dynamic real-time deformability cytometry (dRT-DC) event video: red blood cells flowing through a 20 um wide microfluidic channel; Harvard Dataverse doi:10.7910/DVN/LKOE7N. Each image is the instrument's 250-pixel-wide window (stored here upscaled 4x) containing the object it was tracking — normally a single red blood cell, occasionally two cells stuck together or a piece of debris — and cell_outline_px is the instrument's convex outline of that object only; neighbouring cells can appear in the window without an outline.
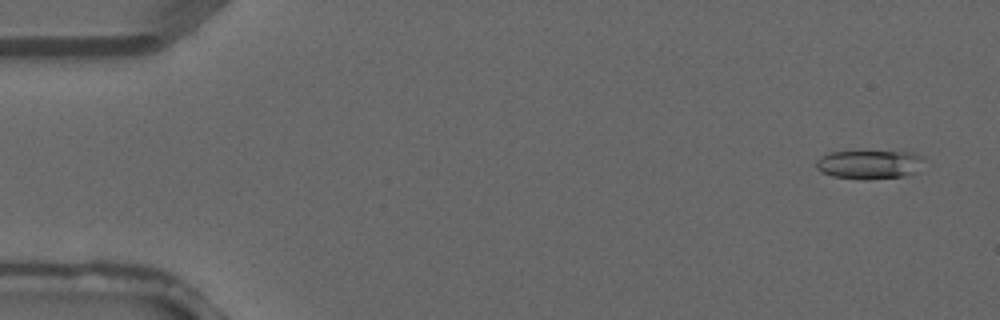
{"species": "common noctule bat (a hibernating species)", "species_latin": "Nyctalus noctula", "temperature_condition": "warm", "stored_images_in_passage": 4, "segment_of_instrument_passage": [2, 2], "camera_frame_rate_fps": 3000, "um_per_image_px": 0.085, "animal": {"sex": "male", "forearm_length_mm": 52.5}, "frame": {"image": 1, "passage_image": 4, "time_ms": 1.0, "image_size_px": [1000, 320], "cell_outline_px": [[924, 160], [920, 172], [904, 176], [868, 180], [864, 180], [832, 176], [820, 172], [816, 168], [816, 160], [820, 156], [828, 152], [912, 152], [924, 156]], "centroid_in_image_um": [73.92, 13.99], "position_along_channel_um": 11.1, "area_um2": 18.5}}